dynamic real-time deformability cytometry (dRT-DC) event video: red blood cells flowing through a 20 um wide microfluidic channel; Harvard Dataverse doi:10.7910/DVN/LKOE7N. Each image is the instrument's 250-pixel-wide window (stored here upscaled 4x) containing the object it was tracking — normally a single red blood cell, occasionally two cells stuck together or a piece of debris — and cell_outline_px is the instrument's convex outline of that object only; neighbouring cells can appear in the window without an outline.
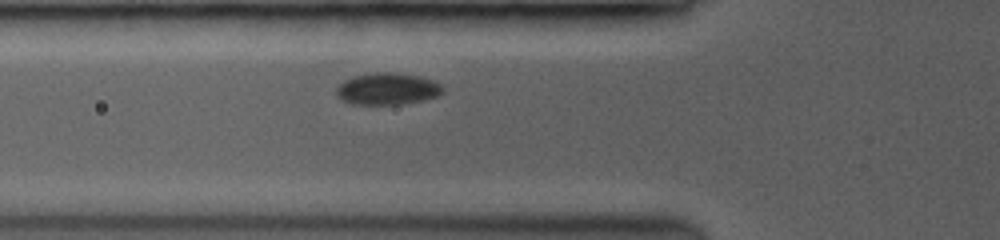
{"species": "common noctule bat (a hibernating species)", "species_latin": "Nyctalus noctula", "temperature_condition": "room temperature", "stored_images_in_passage": 18, "camera_frame_rate_fps": 3500, "um_per_image_px": 0.085, "animal": {"sex": "female", "body_mass_g": 19.0, "forearm_length_mm": 53.3}, "frame": {"image": 1, "passage_image": 9, "time_ms": 1.714, "image_size_px": [1000, 240], "cell_outline_px": [[440, 92], [436, 96], [420, 100], [396, 104], [356, 104], [344, 100], [336, 92], [336, 88], [344, 80], [356, 76], [372, 72], [392, 72], [416, 76], [432, 80], [440, 84]], "centroid_in_image_um": [32.88, 7.53], "position_along_channel_um": 92.9, "area_um2": 19.02}}
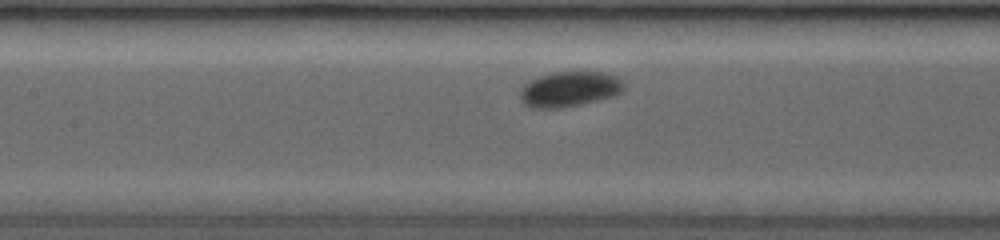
{"frame": {"image": 2, "passage_image": 16, "time_ms": 3.429, "image_size_px": [1000, 240], "cell_outline_px": [[624, 88], [620, 92], [608, 96], [576, 104], [552, 108], [540, 108], [524, 104], [520, 96], [520, 92], [524, 84], [528, 80], [552, 72], [604, 72], [616, 76], [624, 84]], "centroid_in_image_um": [48.35, 7.53], "position_along_channel_um": 159.0, "area_um2": 20.58}}